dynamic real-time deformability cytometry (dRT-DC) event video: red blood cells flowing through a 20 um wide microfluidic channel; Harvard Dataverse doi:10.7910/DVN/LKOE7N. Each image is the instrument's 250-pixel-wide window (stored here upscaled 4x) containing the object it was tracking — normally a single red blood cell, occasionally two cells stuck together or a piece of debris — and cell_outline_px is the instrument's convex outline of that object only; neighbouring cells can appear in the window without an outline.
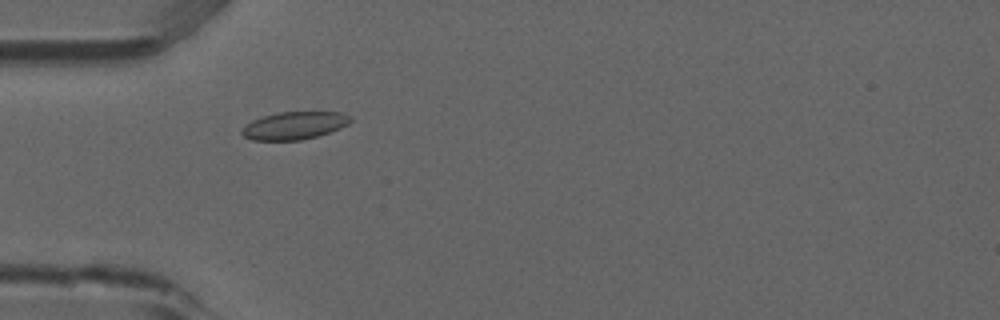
{"species": "common noctule bat (a hibernating species)", "species_latin": "Nyctalus noctula", "temperature_condition": "room temperature", "stored_images_in_passage": 3, "camera_frame_rate_fps": 3000, "um_per_image_px": 0.085, "animal": {"sex": "male", "forearm_length_mm": 52.5}, "frame": {"image": 1, "passage_image": 3, "time_ms": 0.667, "image_size_px": [1000, 320], "cell_outline_px": [[352, 120], [348, 124], [340, 128], [316, 136], [300, 140], [252, 140], [244, 136], [240, 132], [252, 120], [264, 116], [280, 112], [340, 112], [352, 116]], "centroid_in_image_um": [25.04, 10.67], "position_along_channel_um": 60.0, "area_um2": 17.28}}